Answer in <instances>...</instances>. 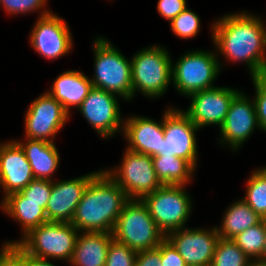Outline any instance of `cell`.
<instances>
[{"mask_svg":"<svg viewBox=\"0 0 266 266\" xmlns=\"http://www.w3.org/2000/svg\"><path fill=\"white\" fill-rule=\"evenodd\" d=\"M212 30L214 44L226 59L246 62L251 76L266 73V28L259 18L245 11L225 15Z\"/></svg>","mask_w":266,"mask_h":266,"instance_id":"6da1fadb","label":"cell"},{"mask_svg":"<svg viewBox=\"0 0 266 266\" xmlns=\"http://www.w3.org/2000/svg\"><path fill=\"white\" fill-rule=\"evenodd\" d=\"M129 200L124 190L102 170L89 182L71 224L79 232L112 233Z\"/></svg>","mask_w":266,"mask_h":266,"instance_id":"7a4b0ae2","label":"cell"},{"mask_svg":"<svg viewBox=\"0 0 266 266\" xmlns=\"http://www.w3.org/2000/svg\"><path fill=\"white\" fill-rule=\"evenodd\" d=\"M112 235L115 241L136 252L156 248L166 239L139 199H130L124 205Z\"/></svg>","mask_w":266,"mask_h":266,"instance_id":"3957f363","label":"cell"},{"mask_svg":"<svg viewBox=\"0 0 266 266\" xmlns=\"http://www.w3.org/2000/svg\"><path fill=\"white\" fill-rule=\"evenodd\" d=\"M79 231L67 222L48 221L30 230L17 244L26 254L40 259H67L70 262Z\"/></svg>","mask_w":266,"mask_h":266,"instance_id":"277c9868","label":"cell"},{"mask_svg":"<svg viewBox=\"0 0 266 266\" xmlns=\"http://www.w3.org/2000/svg\"><path fill=\"white\" fill-rule=\"evenodd\" d=\"M94 43L95 76L93 87L120 95L126 100L133 97L131 61L105 38Z\"/></svg>","mask_w":266,"mask_h":266,"instance_id":"5b68a950","label":"cell"},{"mask_svg":"<svg viewBox=\"0 0 266 266\" xmlns=\"http://www.w3.org/2000/svg\"><path fill=\"white\" fill-rule=\"evenodd\" d=\"M172 62L165 48L150 46L131 60L132 87L147 97L162 96L172 80Z\"/></svg>","mask_w":266,"mask_h":266,"instance_id":"8992f818","label":"cell"},{"mask_svg":"<svg viewBox=\"0 0 266 266\" xmlns=\"http://www.w3.org/2000/svg\"><path fill=\"white\" fill-rule=\"evenodd\" d=\"M141 200L165 236L171 231L182 229L192 209L184 185H162Z\"/></svg>","mask_w":266,"mask_h":266,"instance_id":"52a82bcc","label":"cell"},{"mask_svg":"<svg viewBox=\"0 0 266 266\" xmlns=\"http://www.w3.org/2000/svg\"><path fill=\"white\" fill-rule=\"evenodd\" d=\"M214 52L191 51L172 65V81L179 93L189 96L197 91L212 89L220 72V61Z\"/></svg>","mask_w":266,"mask_h":266,"instance_id":"ba28073f","label":"cell"},{"mask_svg":"<svg viewBox=\"0 0 266 266\" xmlns=\"http://www.w3.org/2000/svg\"><path fill=\"white\" fill-rule=\"evenodd\" d=\"M126 193L129 199L141 200L162 186L149 155L126 149L118 169L104 170Z\"/></svg>","mask_w":266,"mask_h":266,"instance_id":"9c48e42d","label":"cell"},{"mask_svg":"<svg viewBox=\"0 0 266 266\" xmlns=\"http://www.w3.org/2000/svg\"><path fill=\"white\" fill-rule=\"evenodd\" d=\"M198 129L183 111L168 108L163 116L164 140H161L160 156L183 158L195 168L197 164L195 132Z\"/></svg>","mask_w":266,"mask_h":266,"instance_id":"30bf717a","label":"cell"},{"mask_svg":"<svg viewBox=\"0 0 266 266\" xmlns=\"http://www.w3.org/2000/svg\"><path fill=\"white\" fill-rule=\"evenodd\" d=\"M69 116L61 103L45 92L35 99L27 109L25 116L26 138L53 143V139L64 127Z\"/></svg>","mask_w":266,"mask_h":266,"instance_id":"8fae6325","label":"cell"},{"mask_svg":"<svg viewBox=\"0 0 266 266\" xmlns=\"http://www.w3.org/2000/svg\"><path fill=\"white\" fill-rule=\"evenodd\" d=\"M30 34L32 47L47 59H56L72 48L71 32L62 18L43 9Z\"/></svg>","mask_w":266,"mask_h":266,"instance_id":"7c38bea8","label":"cell"},{"mask_svg":"<svg viewBox=\"0 0 266 266\" xmlns=\"http://www.w3.org/2000/svg\"><path fill=\"white\" fill-rule=\"evenodd\" d=\"M166 239L182 256L187 266H211L220 236L217 227L210 231L182 228L169 232Z\"/></svg>","mask_w":266,"mask_h":266,"instance_id":"4fadbf2b","label":"cell"},{"mask_svg":"<svg viewBox=\"0 0 266 266\" xmlns=\"http://www.w3.org/2000/svg\"><path fill=\"white\" fill-rule=\"evenodd\" d=\"M240 91L228 87H214L197 91L188 97L192 102L185 114L198 127L210 124L222 126L233 98Z\"/></svg>","mask_w":266,"mask_h":266,"instance_id":"5bb4252c","label":"cell"},{"mask_svg":"<svg viewBox=\"0 0 266 266\" xmlns=\"http://www.w3.org/2000/svg\"><path fill=\"white\" fill-rule=\"evenodd\" d=\"M86 120L97 133L110 137L121 127V113L115 94L93 87L82 104L78 107Z\"/></svg>","mask_w":266,"mask_h":266,"instance_id":"9a60e30c","label":"cell"},{"mask_svg":"<svg viewBox=\"0 0 266 266\" xmlns=\"http://www.w3.org/2000/svg\"><path fill=\"white\" fill-rule=\"evenodd\" d=\"M99 172L56 183L52 181V190L45 210L48 221L71 223L85 189Z\"/></svg>","mask_w":266,"mask_h":266,"instance_id":"2e32d148","label":"cell"},{"mask_svg":"<svg viewBox=\"0 0 266 266\" xmlns=\"http://www.w3.org/2000/svg\"><path fill=\"white\" fill-rule=\"evenodd\" d=\"M258 124L254 101L239 92L232 100L220 131V143H228L233 150L238 149L250 137Z\"/></svg>","mask_w":266,"mask_h":266,"instance_id":"e0dca14e","label":"cell"},{"mask_svg":"<svg viewBox=\"0 0 266 266\" xmlns=\"http://www.w3.org/2000/svg\"><path fill=\"white\" fill-rule=\"evenodd\" d=\"M34 179L32 168L19 143L12 141L0 145V185L5 192L4 198L20 192Z\"/></svg>","mask_w":266,"mask_h":266,"instance_id":"ac0fdd59","label":"cell"},{"mask_svg":"<svg viewBox=\"0 0 266 266\" xmlns=\"http://www.w3.org/2000/svg\"><path fill=\"white\" fill-rule=\"evenodd\" d=\"M129 142L128 150L151 157L160 156L161 140H164L163 118L161 122L150 118L133 116L123 125Z\"/></svg>","mask_w":266,"mask_h":266,"instance_id":"d6986e66","label":"cell"},{"mask_svg":"<svg viewBox=\"0 0 266 266\" xmlns=\"http://www.w3.org/2000/svg\"><path fill=\"white\" fill-rule=\"evenodd\" d=\"M92 88L90 78L79 71L69 70L57 77L48 93L70 114L69 107H79Z\"/></svg>","mask_w":266,"mask_h":266,"instance_id":"ffe728a7","label":"cell"},{"mask_svg":"<svg viewBox=\"0 0 266 266\" xmlns=\"http://www.w3.org/2000/svg\"><path fill=\"white\" fill-rule=\"evenodd\" d=\"M112 233L83 232L77 236L71 257L74 266H105Z\"/></svg>","mask_w":266,"mask_h":266,"instance_id":"44dd1931","label":"cell"},{"mask_svg":"<svg viewBox=\"0 0 266 266\" xmlns=\"http://www.w3.org/2000/svg\"><path fill=\"white\" fill-rule=\"evenodd\" d=\"M25 143L18 142L25 152L32 168L34 178L52 181V174L58 168L60 156L54 142L28 139Z\"/></svg>","mask_w":266,"mask_h":266,"instance_id":"7402d4cb","label":"cell"},{"mask_svg":"<svg viewBox=\"0 0 266 266\" xmlns=\"http://www.w3.org/2000/svg\"><path fill=\"white\" fill-rule=\"evenodd\" d=\"M224 215L222 226L217 228L221 239H232L262 220L243 199L229 206Z\"/></svg>","mask_w":266,"mask_h":266,"instance_id":"603a6c76","label":"cell"},{"mask_svg":"<svg viewBox=\"0 0 266 266\" xmlns=\"http://www.w3.org/2000/svg\"><path fill=\"white\" fill-rule=\"evenodd\" d=\"M153 167L162 185H186L195 168L185 159L177 156H154Z\"/></svg>","mask_w":266,"mask_h":266,"instance_id":"cb8c5ba5","label":"cell"},{"mask_svg":"<svg viewBox=\"0 0 266 266\" xmlns=\"http://www.w3.org/2000/svg\"><path fill=\"white\" fill-rule=\"evenodd\" d=\"M1 208L21 223L23 236L30 230L48 222L42 203L33 202H2Z\"/></svg>","mask_w":266,"mask_h":266,"instance_id":"d4e9b609","label":"cell"},{"mask_svg":"<svg viewBox=\"0 0 266 266\" xmlns=\"http://www.w3.org/2000/svg\"><path fill=\"white\" fill-rule=\"evenodd\" d=\"M251 260L261 259L266 240V219L231 239Z\"/></svg>","mask_w":266,"mask_h":266,"instance_id":"484cf974","label":"cell"},{"mask_svg":"<svg viewBox=\"0 0 266 266\" xmlns=\"http://www.w3.org/2000/svg\"><path fill=\"white\" fill-rule=\"evenodd\" d=\"M245 198H242L262 219H266V167L258 169L248 179Z\"/></svg>","mask_w":266,"mask_h":266,"instance_id":"4316f807","label":"cell"},{"mask_svg":"<svg viewBox=\"0 0 266 266\" xmlns=\"http://www.w3.org/2000/svg\"><path fill=\"white\" fill-rule=\"evenodd\" d=\"M51 190L52 181L34 179L20 192L12 193L2 200L3 202L42 203V208L46 210Z\"/></svg>","mask_w":266,"mask_h":266,"instance_id":"83f0119b","label":"cell"},{"mask_svg":"<svg viewBox=\"0 0 266 266\" xmlns=\"http://www.w3.org/2000/svg\"><path fill=\"white\" fill-rule=\"evenodd\" d=\"M249 257L231 240L219 239L211 266H248Z\"/></svg>","mask_w":266,"mask_h":266,"instance_id":"f1b7e54d","label":"cell"},{"mask_svg":"<svg viewBox=\"0 0 266 266\" xmlns=\"http://www.w3.org/2000/svg\"><path fill=\"white\" fill-rule=\"evenodd\" d=\"M170 26L176 36L190 39L199 32L200 19L195 12L187 7L170 22Z\"/></svg>","mask_w":266,"mask_h":266,"instance_id":"f546056e","label":"cell"},{"mask_svg":"<svg viewBox=\"0 0 266 266\" xmlns=\"http://www.w3.org/2000/svg\"><path fill=\"white\" fill-rule=\"evenodd\" d=\"M137 252L114 239L109 244L105 266H135Z\"/></svg>","mask_w":266,"mask_h":266,"instance_id":"4dcf8cb0","label":"cell"},{"mask_svg":"<svg viewBox=\"0 0 266 266\" xmlns=\"http://www.w3.org/2000/svg\"><path fill=\"white\" fill-rule=\"evenodd\" d=\"M256 90L254 98L258 124L261 130L266 131V73L252 76Z\"/></svg>","mask_w":266,"mask_h":266,"instance_id":"1f68e13d","label":"cell"},{"mask_svg":"<svg viewBox=\"0 0 266 266\" xmlns=\"http://www.w3.org/2000/svg\"><path fill=\"white\" fill-rule=\"evenodd\" d=\"M0 266H26V253L17 244H5L0 253Z\"/></svg>","mask_w":266,"mask_h":266,"instance_id":"d6a6232c","label":"cell"},{"mask_svg":"<svg viewBox=\"0 0 266 266\" xmlns=\"http://www.w3.org/2000/svg\"><path fill=\"white\" fill-rule=\"evenodd\" d=\"M45 3L46 0H0V4L10 14H25L40 8L43 9Z\"/></svg>","mask_w":266,"mask_h":266,"instance_id":"836d02e7","label":"cell"},{"mask_svg":"<svg viewBox=\"0 0 266 266\" xmlns=\"http://www.w3.org/2000/svg\"><path fill=\"white\" fill-rule=\"evenodd\" d=\"M186 7V0H158V13L168 21H172Z\"/></svg>","mask_w":266,"mask_h":266,"instance_id":"e575fe53","label":"cell"},{"mask_svg":"<svg viewBox=\"0 0 266 266\" xmlns=\"http://www.w3.org/2000/svg\"><path fill=\"white\" fill-rule=\"evenodd\" d=\"M161 262L163 266H187L182 256L167 239L161 243Z\"/></svg>","mask_w":266,"mask_h":266,"instance_id":"d590c367","label":"cell"},{"mask_svg":"<svg viewBox=\"0 0 266 266\" xmlns=\"http://www.w3.org/2000/svg\"><path fill=\"white\" fill-rule=\"evenodd\" d=\"M135 266H163L161 262V244L156 248L137 252Z\"/></svg>","mask_w":266,"mask_h":266,"instance_id":"8d00e7d4","label":"cell"},{"mask_svg":"<svg viewBox=\"0 0 266 266\" xmlns=\"http://www.w3.org/2000/svg\"><path fill=\"white\" fill-rule=\"evenodd\" d=\"M26 266H55L48 259H40L26 254Z\"/></svg>","mask_w":266,"mask_h":266,"instance_id":"74e56055","label":"cell"},{"mask_svg":"<svg viewBox=\"0 0 266 266\" xmlns=\"http://www.w3.org/2000/svg\"><path fill=\"white\" fill-rule=\"evenodd\" d=\"M248 266H266V262L258 259V260H251Z\"/></svg>","mask_w":266,"mask_h":266,"instance_id":"f35d334b","label":"cell"},{"mask_svg":"<svg viewBox=\"0 0 266 266\" xmlns=\"http://www.w3.org/2000/svg\"><path fill=\"white\" fill-rule=\"evenodd\" d=\"M260 260L266 262V240H265V246H264L263 254H262V257Z\"/></svg>","mask_w":266,"mask_h":266,"instance_id":"ab89813d","label":"cell"}]
</instances>
